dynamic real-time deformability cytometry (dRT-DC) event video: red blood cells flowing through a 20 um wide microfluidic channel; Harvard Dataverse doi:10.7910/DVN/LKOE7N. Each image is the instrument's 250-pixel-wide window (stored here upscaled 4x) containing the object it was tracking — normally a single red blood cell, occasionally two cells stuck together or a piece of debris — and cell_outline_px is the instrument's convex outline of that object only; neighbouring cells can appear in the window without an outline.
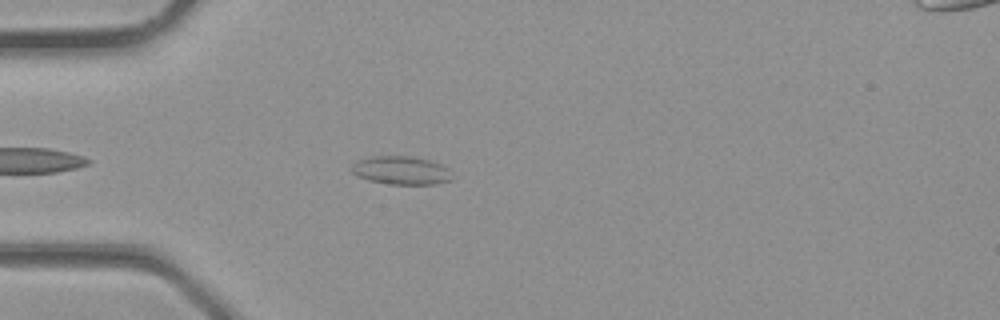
{"species": "common noctule bat (a hibernating species)", "species_latin": "Nyctalus noctula", "temperature_condition": "room temperature", "stored_images_in_passage": 28, "camera_frame_rate_fps": 3000, "um_per_image_px": 0.085, "animal": {"sex": "male", "body_mass_g": 23.1, "forearm_length_mm": 52.7}, "frame": {"image": 1, "passage_image": 3, "time_ms": 0.667, "image_size_px": [1000, 320], "cell_outline_px": [[452, 180], [436, 184], [388, 184], [368, 180], [356, 176], [352, 172], [352, 164], [356, 160], [376, 156], [412, 156], [432, 160], [448, 168], [452, 176]], "centroid_in_image_um": [34.1, 14.48], "position_along_channel_um": 50.9, "area_um2": 16.76}}
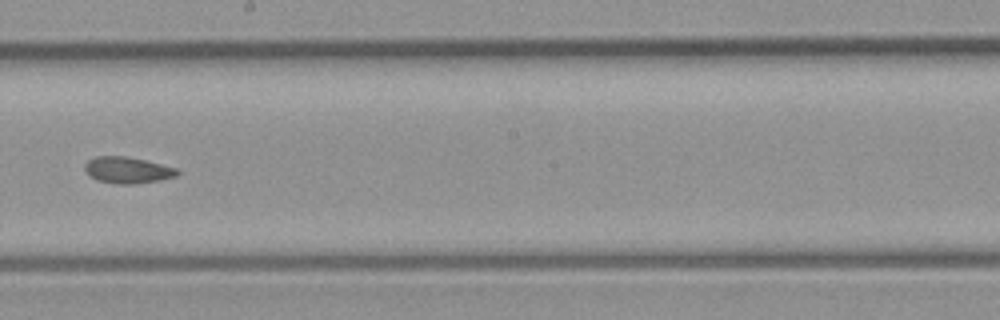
{"frame": {"image": 2, "passage_image": 13, "time_ms": 4.0, "image_size_px": [1000, 320], "cell_outline_px": [[180, 172], [176, 176], [160, 180], [132, 184], [120, 184], [96, 180], [88, 176], [84, 168], [84, 164], [88, 160], [96, 156], [124, 156], [144, 160], [176, 168]], "centroid_in_image_um": [10.79, 14.46], "position_along_channel_um": 237.4, "area_um2": 14.16}}
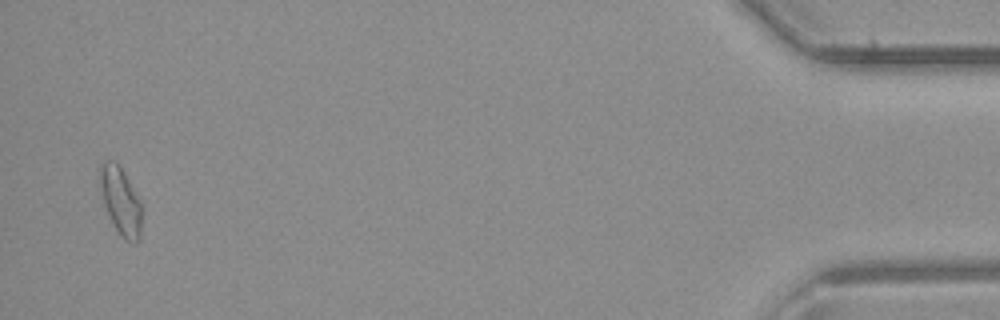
{"frame": {"image": 3, "passage_image": 27, "time_ms": 8.667, "image_size_px": [1000, 320], "cell_outline_px": [[140, 240], [136, 244], [132, 244], [124, 240], [120, 236], [104, 204], [96, 176], [100, 164], [104, 160], [112, 160], [120, 164], [140, 200]], "centroid_in_image_um": [10.21, 17.02], "position_along_channel_um": 425.0, "area_um2": 16.82}}